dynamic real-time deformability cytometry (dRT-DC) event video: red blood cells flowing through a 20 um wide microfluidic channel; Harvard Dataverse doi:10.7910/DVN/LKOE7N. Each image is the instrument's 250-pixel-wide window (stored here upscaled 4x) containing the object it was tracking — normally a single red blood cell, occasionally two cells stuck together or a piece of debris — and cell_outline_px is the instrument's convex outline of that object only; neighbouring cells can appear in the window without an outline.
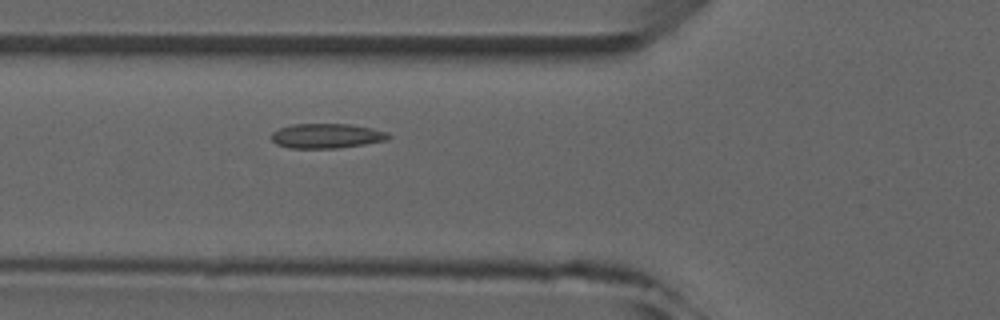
{"species": "common noctule bat (a hibernating species)", "species_latin": "Nyctalus noctula", "temperature_condition": "room temperature", "stored_images_in_passage": 5, "camera_frame_rate_fps": 3000, "um_per_image_px": 0.085, "animal": {"sex": "male", "forearm_length_mm": 52.5}, "frame": {"image": 1, "passage_image": 4, "time_ms": 4.333, "image_size_px": [1000, 320], "cell_outline_px": [[392, 136], [388, 140], [340, 148], [288, 148], [276, 144], [272, 140], [272, 132], [280, 128], [292, 124], [348, 124], [372, 128], [388, 132]], "centroid_in_image_um": [27.78, 11.55], "position_along_channel_um": 98.0, "area_um2": 16.94}}